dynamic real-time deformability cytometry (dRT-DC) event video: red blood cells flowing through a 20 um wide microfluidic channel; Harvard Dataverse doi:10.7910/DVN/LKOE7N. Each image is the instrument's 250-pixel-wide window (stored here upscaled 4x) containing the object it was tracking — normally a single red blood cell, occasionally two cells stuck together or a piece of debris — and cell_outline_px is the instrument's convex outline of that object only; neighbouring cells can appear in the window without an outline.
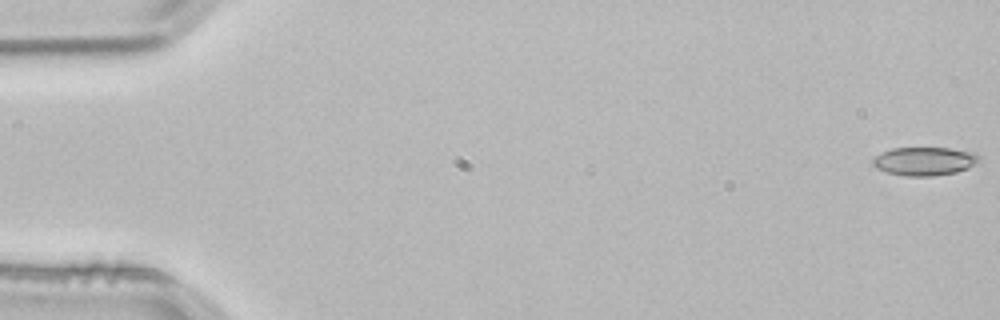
{"species": "common noctule bat (a hibernating species)", "species_latin": "Nyctalus noctula", "temperature_condition": "room temperature", "stored_images_in_passage": 54, "camera_frame_rate_fps": 3000, "um_per_image_px": 0.085, "animal": {"sex": "male", "body_mass_g": 21.5, "forearm_length_mm": 52.0}, "frame": {"image": 1, "passage_image": 1, "time_ms": 0.0, "image_size_px": [1000, 320], "cell_outline_px": [[980, 164], [956, 172], [932, 176], [908, 176], [888, 172], [876, 168], [872, 164], [872, 160], [876, 156], [892, 148], [952, 148], [972, 152], [980, 156]], "centroid_in_image_um": [78.64, 13.7], "position_along_channel_um": 6.4, "area_um2": 17.63}}
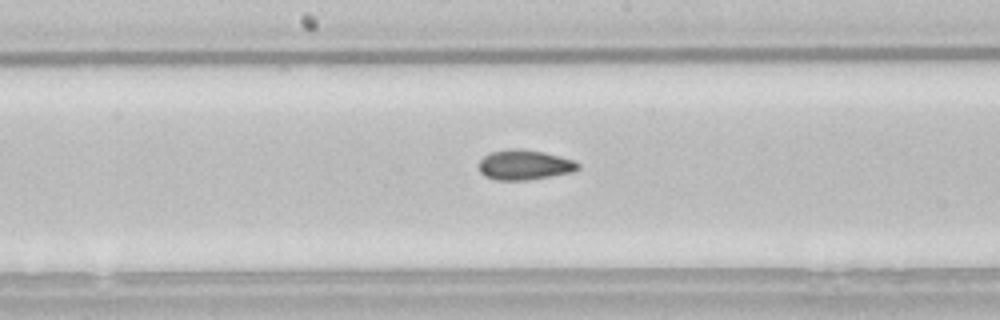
{"frame": {"image": 2, "passage_image": 28, "time_ms": 9.0, "image_size_px": [1000, 320], "cell_outline_px": [[580, 168], [572, 172], [528, 180], [496, 180], [484, 176], [480, 172], [480, 160], [484, 156], [492, 152], [512, 148], [520, 148], [544, 152], [572, 160], [580, 164]], "centroid_in_image_um": [44.57, 14.01], "position_along_channel_um": 203.6, "area_um2": 17.22}}
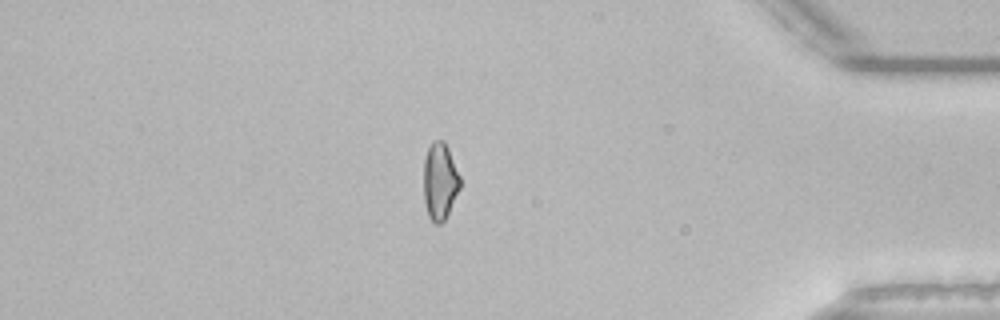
{"frame": {"image": 3, "passage_image": 46, "time_ms": 15.0, "image_size_px": [1000, 320], "cell_outline_px": [[460, 188], [444, 220], [440, 224], [436, 224], [428, 216], [424, 200], [424, 160], [428, 148], [432, 140], [444, 140], [448, 148], [460, 176]], "centroid_in_image_um": [37.38, 15.38], "position_along_channel_um": 397.8, "area_um2": 16.24}, "authors_computed_cell_mechanics": {"area_um2": 17.2533, "velocity_mm_per_s": 3.8375, "shape_relaxation_time_tau1_ms": null, "shape_relaxation_time_tau2_ms": 4.1534, "deformation_change_tau1": null, "deformation_change_tau2": 0.0999}}